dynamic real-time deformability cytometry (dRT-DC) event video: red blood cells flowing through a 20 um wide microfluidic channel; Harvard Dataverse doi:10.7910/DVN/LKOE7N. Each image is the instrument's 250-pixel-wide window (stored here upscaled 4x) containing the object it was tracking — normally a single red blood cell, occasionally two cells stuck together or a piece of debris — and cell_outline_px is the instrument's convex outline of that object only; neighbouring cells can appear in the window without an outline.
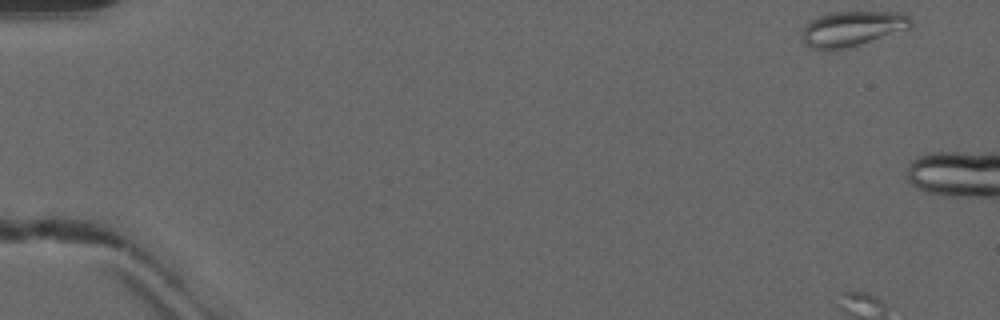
{"species": "common noctule bat (a hibernating species)", "species_latin": "Nyctalus noctula", "temperature_condition": "warm", "stored_images_in_passage": 16, "camera_frame_rate_fps": 3000, "um_per_image_px": 0.085, "animal": {"sex": "male", "forearm_length_mm": 52.5}, "frame": {"image": 1, "passage_image": 1, "time_ms": 0.0, "image_size_px": [1000, 320], "cell_outline_px": [[912, 28], [856, 44], [840, 48], [808, 48], [800, 40], [800, 36], [804, 24], [808, 20], [828, 12], [904, 12], [912, 20]], "centroid_in_image_um": [72.38, 2.39], "position_along_channel_um": 12.6, "area_um2": 22.2}}